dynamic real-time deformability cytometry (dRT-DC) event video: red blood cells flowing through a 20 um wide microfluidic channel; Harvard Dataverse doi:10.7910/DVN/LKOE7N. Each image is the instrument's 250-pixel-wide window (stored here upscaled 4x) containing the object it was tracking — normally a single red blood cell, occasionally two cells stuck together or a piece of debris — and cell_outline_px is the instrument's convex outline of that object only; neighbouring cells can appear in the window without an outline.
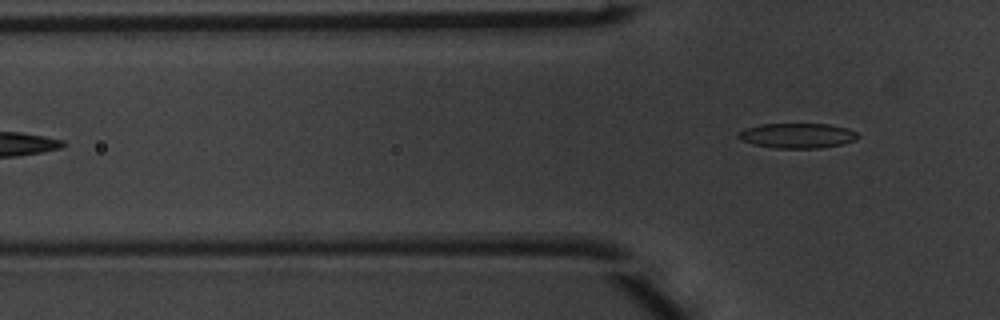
{"species": "common noctule bat (a hibernating species)", "species_latin": "Nyctalus noctula", "temperature_condition": "warm", "stored_images_in_passage": 4, "camera_frame_rate_fps": 3000, "um_per_image_px": 0.085, "animal": {"sex": "male", "body_mass_g": 20.1, "forearm_length_mm": 53.5}, "frame": {"image": 1, "passage_image": 4, "time_ms": 1.0, "image_size_px": [1000, 320], "cell_outline_px": [[860, 136], [856, 140], [840, 144], [820, 148], [776, 148], [752, 144], [740, 140], [736, 136], [736, 132], [744, 128], [760, 124], [828, 124], [848, 128], [856, 132]], "centroid_in_image_um": [67.72, 11.52], "position_along_channel_um": 58.1, "area_um2": 17.57}}